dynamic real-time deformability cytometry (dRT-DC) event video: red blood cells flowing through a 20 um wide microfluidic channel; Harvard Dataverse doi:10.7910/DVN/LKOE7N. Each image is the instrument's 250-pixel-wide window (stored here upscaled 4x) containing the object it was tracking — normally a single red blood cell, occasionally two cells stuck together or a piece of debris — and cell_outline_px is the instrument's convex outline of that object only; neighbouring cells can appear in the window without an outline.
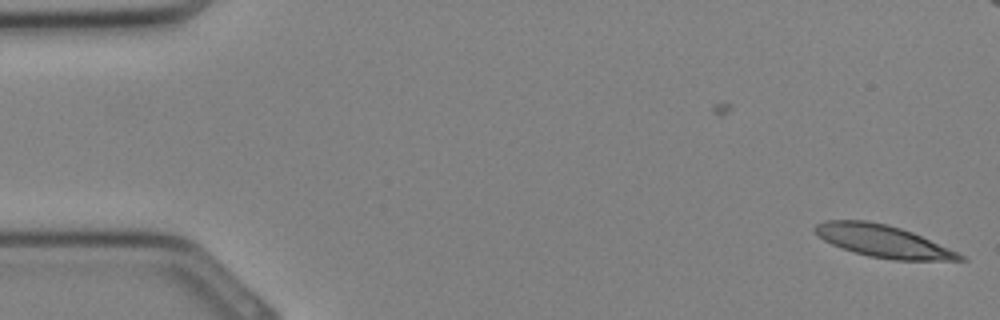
{"species": "Egyptian fruit bat (a non-hibernating species)", "species_latin": "Rousettus aegyptiacus", "temperature_condition": "cold", "stored_images_in_passage": 5, "camera_frame_rate_fps": 3000, "um_per_image_px": 0.085, "animal": {"sex": "female"}, "frame": {"image": 1, "passage_image": 5, "time_ms": 1.333, "image_size_px": [1000, 320], "cell_outline_px": [[968, 260], [892, 260], [868, 256], [832, 244], [824, 240], [812, 232], [812, 228], [816, 224], [824, 220], [868, 220], [888, 224], [912, 232], [948, 248], [964, 256]], "centroid_in_image_um": [74.99, 20.48], "position_along_channel_um": 10.0, "area_um2": 27.05}}